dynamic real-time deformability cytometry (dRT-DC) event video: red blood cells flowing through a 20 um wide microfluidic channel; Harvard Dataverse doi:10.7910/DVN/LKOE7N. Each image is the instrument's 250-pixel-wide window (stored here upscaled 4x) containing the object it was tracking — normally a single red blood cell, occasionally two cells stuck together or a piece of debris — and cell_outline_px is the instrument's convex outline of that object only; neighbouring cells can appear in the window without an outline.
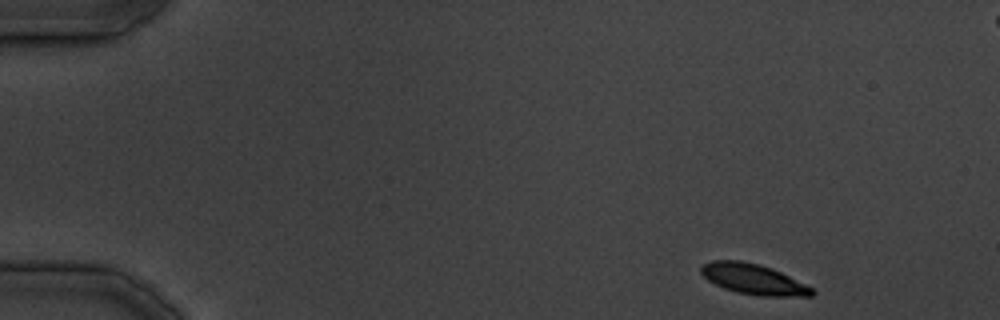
{"species": "common noctule bat (a hibernating species)", "species_latin": "Nyctalus noctula", "temperature_condition": "cold", "stored_images_in_passage": 14, "camera_frame_rate_fps": 3000, "um_per_image_px": 0.085, "animal": {"sex": "male", "body_mass_g": 19.5, "forearm_length_mm": 54.6}, "frame": {"image": 1, "passage_image": 1, "time_ms": 0.0, "image_size_px": [1000, 320], "cell_outline_px": [[816, 292], [812, 296], [760, 296], [736, 292], [724, 288], [708, 280], [700, 272], [700, 268], [704, 264], [712, 260], [740, 260], [760, 264], [772, 268], [812, 288]], "centroid_in_image_um": [64.02, 23.72], "position_along_channel_um": 21.0, "area_um2": 19.54}}